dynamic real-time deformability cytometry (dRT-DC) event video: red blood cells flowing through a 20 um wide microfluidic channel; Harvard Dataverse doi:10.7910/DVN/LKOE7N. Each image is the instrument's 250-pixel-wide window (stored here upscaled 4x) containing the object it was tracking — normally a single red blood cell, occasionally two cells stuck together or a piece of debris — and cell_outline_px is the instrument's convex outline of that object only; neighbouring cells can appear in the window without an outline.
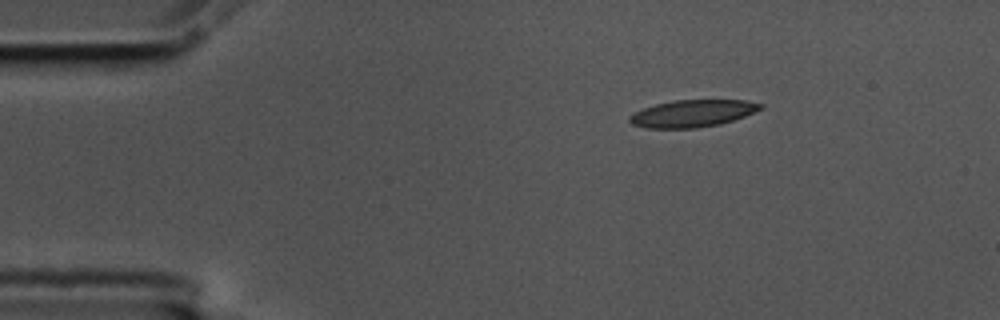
{"species": "common noctule bat (a hibernating species)", "species_latin": "Nyctalus noctula", "temperature_condition": "cold", "stored_images_in_passage": 3, "camera_frame_rate_fps": 3000, "um_per_image_px": 0.085, "animal": {"sex": "male", "body_mass_g": 17.5, "forearm_length_mm": 52.3}, "frame": {"image": 1, "passage_image": 1, "time_ms": 0.0, "image_size_px": [1000, 320], "cell_outline_px": [[764, 108], [744, 116], [720, 124], [696, 128], [648, 128], [632, 124], [628, 120], [628, 116], [632, 112], [656, 104], [676, 100], [744, 100], [764, 104]], "centroid_in_image_um": [58.85, 9.64], "position_along_channel_um": 26.2, "area_um2": 20.69}}